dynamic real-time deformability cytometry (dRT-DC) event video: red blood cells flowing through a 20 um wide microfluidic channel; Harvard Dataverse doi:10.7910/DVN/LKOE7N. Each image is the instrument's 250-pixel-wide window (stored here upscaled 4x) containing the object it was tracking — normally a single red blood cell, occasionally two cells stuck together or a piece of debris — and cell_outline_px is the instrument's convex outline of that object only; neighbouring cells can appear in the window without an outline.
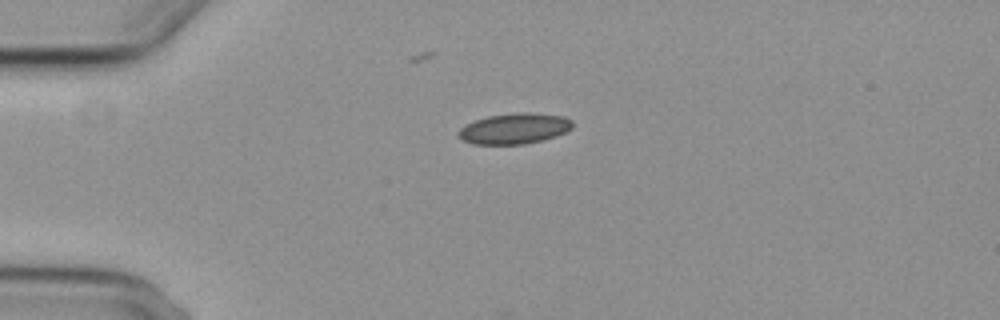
{"species": "common noctule bat (a hibernating species)", "species_latin": "Nyctalus noctula", "temperature_condition": "cold", "stored_images_in_passage": 2, "camera_frame_rate_fps": 3000, "um_per_image_px": 0.085, "animal": {"sex": "female", "body_mass_g": 29.2, "forearm_length_mm": 56.3}, "frame": {"image": 1, "passage_image": 1, "time_ms": 0.0, "image_size_px": [1000, 320], "cell_outline_px": [[572, 128], [556, 136], [524, 144], [472, 144], [464, 140], [456, 132], [460, 128], [476, 120], [488, 116], [516, 112], [528, 112], [564, 116], [572, 120]], "centroid_in_image_um": [43.73, 10.92], "position_along_channel_um": 41.3, "area_um2": 20.23}}